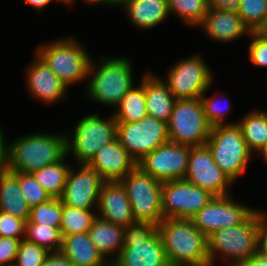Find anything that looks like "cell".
<instances>
[{
    "label": "cell",
    "mask_w": 267,
    "mask_h": 266,
    "mask_svg": "<svg viewBox=\"0 0 267 266\" xmlns=\"http://www.w3.org/2000/svg\"><path fill=\"white\" fill-rule=\"evenodd\" d=\"M169 265L211 266L208 237L191 219H163L157 226Z\"/></svg>",
    "instance_id": "1"
},
{
    "label": "cell",
    "mask_w": 267,
    "mask_h": 266,
    "mask_svg": "<svg viewBox=\"0 0 267 266\" xmlns=\"http://www.w3.org/2000/svg\"><path fill=\"white\" fill-rule=\"evenodd\" d=\"M66 155V132L23 134L9 143L8 170L33 173Z\"/></svg>",
    "instance_id": "2"
},
{
    "label": "cell",
    "mask_w": 267,
    "mask_h": 266,
    "mask_svg": "<svg viewBox=\"0 0 267 266\" xmlns=\"http://www.w3.org/2000/svg\"><path fill=\"white\" fill-rule=\"evenodd\" d=\"M265 213L256 209L244 223L211 234L208 237L210 265L215 266L220 253L223 259L228 260V266H239L255 255L259 249V232Z\"/></svg>",
    "instance_id": "3"
},
{
    "label": "cell",
    "mask_w": 267,
    "mask_h": 266,
    "mask_svg": "<svg viewBox=\"0 0 267 266\" xmlns=\"http://www.w3.org/2000/svg\"><path fill=\"white\" fill-rule=\"evenodd\" d=\"M100 59L98 66L91 60L88 81L84 88L90 100L116 108L134 85L133 65L130 59L123 56Z\"/></svg>",
    "instance_id": "4"
},
{
    "label": "cell",
    "mask_w": 267,
    "mask_h": 266,
    "mask_svg": "<svg viewBox=\"0 0 267 266\" xmlns=\"http://www.w3.org/2000/svg\"><path fill=\"white\" fill-rule=\"evenodd\" d=\"M35 53L67 88L88 79L92 58L74 36L40 44Z\"/></svg>",
    "instance_id": "5"
},
{
    "label": "cell",
    "mask_w": 267,
    "mask_h": 266,
    "mask_svg": "<svg viewBox=\"0 0 267 266\" xmlns=\"http://www.w3.org/2000/svg\"><path fill=\"white\" fill-rule=\"evenodd\" d=\"M111 266H169L157 226L146 222L126 226L123 248Z\"/></svg>",
    "instance_id": "6"
},
{
    "label": "cell",
    "mask_w": 267,
    "mask_h": 266,
    "mask_svg": "<svg viewBox=\"0 0 267 266\" xmlns=\"http://www.w3.org/2000/svg\"><path fill=\"white\" fill-rule=\"evenodd\" d=\"M206 144L215 163L232 182L245 172L252 152L248 149L237 122L212 127Z\"/></svg>",
    "instance_id": "7"
},
{
    "label": "cell",
    "mask_w": 267,
    "mask_h": 266,
    "mask_svg": "<svg viewBox=\"0 0 267 266\" xmlns=\"http://www.w3.org/2000/svg\"><path fill=\"white\" fill-rule=\"evenodd\" d=\"M71 134V137H70ZM117 136V122L113 114L102 119L97 112L79 119L71 133H66L67 156H74L77 164H87L96 151Z\"/></svg>",
    "instance_id": "8"
},
{
    "label": "cell",
    "mask_w": 267,
    "mask_h": 266,
    "mask_svg": "<svg viewBox=\"0 0 267 266\" xmlns=\"http://www.w3.org/2000/svg\"><path fill=\"white\" fill-rule=\"evenodd\" d=\"M120 182L125 188L135 221L158 226L163 220L161 209L163 182L144 173L138 166Z\"/></svg>",
    "instance_id": "9"
},
{
    "label": "cell",
    "mask_w": 267,
    "mask_h": 266,
    "mask_svg": "<svg viewBox=\"0 0 267 266\" xmlns=\"http://www.w3.org/2000/svg\"><path fill=\"white\" fill-rule=\"evenodd\" d=\"M211 128L200 98L176 100L167 122L170 142L188 146L205 145Z\"/></svg>",
    "instance_id": "10"
},
{
    "label": "cell",
    "mask_w": 267,
    "mask_h": 266,
    "mask_svg": "<svg viewBox=\"0 0 267 266\" xmlns=\"http://www.w3.org/2000/svg\"><path fill=\"white\" fill-rule=\"evenodd\" d=\"M116 137L136 163L169 142L167 123L148 115L134 123L117 122Z\"/></svg>",
    "instance_id": "11"
},
{
    "label": "cell",
    "mask_w": 267,
    "mask_h": 266,
    "mask_svg": "<svg viewBox=\"0 0 267 266\" xmlns=\"http://www.w3.org/2000/svg\"><path fill=\"white\" fill-rule=\"evenodd\" d=\"M201 56L195 54L170 66L164 82L177 100L198 99L213 84L214 74Z\"/></svg>",
    "instance_id": "12"
},
{
    "label": "cell",
    "mask_w": 267,
    "mask_h": 266,
    "mask_svg": "<svg viewBox=\"0 0 267 266\" xmlns=\"http://www.w3.org/2000/svg\"><path fill=\"white\" fill-rule=\"evenodd\" d=\"M213 197L209 191L184 179L163 182L161 199L163 219H191Z\"/></svg>",
    "instance_id": "13"
},
{
    "label": "cell",
    "mask_w": 267,
    "mask_h": 266,
    "mask_svg": "<svg viewBox=\"0 0 267 266\" xmlns=\"http://www.w3.org/2000/svg\"><path fill=\"white\" fill-rule=\"evenodd\" d=\"M254 208L235 202L232 196H214L192 218L194 226L207 237L215 231L244 223L254 212Z\"/></svg>",
    "instance_id": "14"
},
{
    "label": "cell",
    "mask_w": 267,
    "mask_h": 266,
    "mask_svg": "<svg viewBox=\"0 0 267 266\" xmlns=\"http://www.w3.org/2000/svg\"><path fill=\"white\" fill-rule=\"evenodd\" d=\"M184 180L209 191L214 196L229 195L233 182L215 163L207 146H190L189 161Z\"/></svg>",
    "instance_id": "15"
},
{
    "label": "cell",
    "mask_w": 267,
    "mask_h": 266,
    "mask_svg": "<svg viewBox=\"0 0 267 266\" xmlns=\"http://www.w3.org/2000/svg\"><path fill=\"white\" fill-rule=\"evenodd\" d=\"M190 146L167 142L148 153L137 166L154 179L166 182L183 180L189 161Z\"/></svg>",
    "instance_id": "16"
},
{
    "label": "cell",
    "mask_w": 267,
    "mask_h": 266,
    "mask_svg": "<svg viewBox=\"0 0 267 266\" xmlns=\"http://www.w3.org/2000/svg\"><path fill=\"white\" fill-rule=\"evenodd\" d=\"M79 171L71 166L67 175L61 202L75 208L95 210L98 205L101 186L104 180L88 164H78Z\"/></svg>",
    "instance_id": "17"
},
{
    "label": "cell",
    "mask_w": 267,
    "mask_h": 266,
    "mask_svg": "<svg viewBox=\"0 0 267 266\" xmlns=\"http://www.w3.org/2000/svg\"><path fill=\"white\" fill-rule=\"evenodd\" d=\"M95 211L97 217L123 227L136 222L125 188L120 181L103 182Z\"/></svg>",
    "instance_id": "18"
},
{
    "label": "cell",
    "mask_w": 267,
    "mask_h": 266,
    "mask_svg": "<svg viewBox=\"0 0 267 266\" xmlns=\"http://www.w3.org/2000/svg\"><path fill=\"white\" fill-rule=\"evenodd\" d=\"M35 56L25 78L31 97L49 105L67 97L68 88L37 54Z\"/></svg>",
    "instance_id": "19"
},
{
    "label": "cell",
    "mask_w": 267,
    "mask_h": 266,
    "mask_svg": "<svg viewBox=\"0 0 267 266\" xmlns=\"http://www.w3.org/2000/svg\"><path fill=\"white\" fill-rule=\"evenodd\" d=\"M87 164L96 170L104 181H120L137 166L117 137L97 150Z\"/></svg>",
    "instance_id": "20"
},
{
    "label": "cell",
    "mask_w": 267,
    "mask_h": 266,
    "mask_svg": "<svg viewBox=\"0 0 267 266\" xmlns=\"http://www.w3.org/2000/svg\"><path fill=\"white\" fill-rule=\"evenodd\" d=\"M199 27L204 29L209 38L222 43L232 42L245 34L249 36L251 33L235 9L209 8Z\"/></svg>",
    "instance_id": "21"
},
{
    "label": "cell",
    "mask_w": 267,
    "mask_h": 266,
    "mask_svg": "<svg viewBox=\"0 0 267 266\" xmlns=\"http://www.w3.org/2000/svg\"><path fill=\"white\" fill-rule=\"evenodd\" d=\"M146 111L148 116L168 122L176 102L168 85L152 72L143 75Z\"/></svg>",
    "instance_id": "22"
},
{
    "label": "cell",
    "mask_w": 267,
    "mask_h": 266,
    "mask_svg": "<svg viewBox=\"0 0 267 266\" xmlns=\"http://www.w3.org/2000/svg\"><path fill=\"white\" fill-rule=\"evenodd\" d=\"M124 7L129 21L140 29H152L168 18L167 0H125Z\"/></svg>",
    "instance_id": "23"
},
{
    "label": "cell",
    "mask_w": 267,
    "mask_h": 266,
    "mask_svg": "<svg viewBox=\"0 0 267 266\" xmlns=\"http://www.w3.org/2000/svg\"><path fill=\"white\" fill-rule=\"evenodd\" d=\"M124 230L125 227L112 224L99 217L93 220L91 228L88 230L90 240L110 264L117 258L123 248Z\"/></svg>",
    "instance_id": "24"
},
{
    "label": "cell",
    "mask_w": 267,
    "mask_h": 266,
    "mask_svg": "<svg viewBox=\"0 0 267 266\" xmlns=\"http://www.w3.org/2000/svg\"><path fill=\"white\" fill-rule=\"evenodd\" d=\"M60 252L75 266H111L96 249L88 232L63 236Z\"/></svg>",
    "instance_id": "25"
},
{
    "label": "cell",
    "mask_w": 267,
    "mask_h": 266,
    "mask_svg": "<svg viewBox=\"0 0 267 266\" xmlns=\"http://www.w3.org/2000/svg\"><path fill=\"white\" fill-rule=\"evenodd\" d=\"M30 210L20 191L18 172L0 174V211L27 221Z\"/></svg>",
    "instance_id": "26"
},
{
    "label": "cell",
    "mask_w": 267,
    "mask_h": 266,
    "mask_svg": "<svg viewBox=\"0 0 267 266\" xmlns=\"http://www.w3.org/2000/svg\"><path fill=\"white\" fill-rule=\"evenodd\" d=\"M251 152H259L267 140V112L250 111L237 122Z\"/></svg>",
    "instance_id": "27"
},
{
    "label": "cell",
    "mask_w": 267,
    "mask_h": 266,
    "mask_svg": "<svg viewBox=\"0 0 267 266\" xmlns=\"http://www.w3.org/2000/svg\"><path fill=\"white\" fill-rule=\"evenodd\" d=\"M117 109V110H116ZM116 122L134 123L147 116L145 88L143 78L138 86L133 87L124 95L112 113Z\"/></svg>",
    "instance_id": "28"
},
{
    "label": "cell",
    "mask_w": 267,
    "mask_h": 266,
    "mask_svg": "<svg viewBox=\"0 0 267 266\" xmlns=\"http://www.w3.org/2000/svg\"><path fill=\"white\" fill-rule=\"evenodd\" d=\"M67 155L56 163L42 167L33 172L34 178L41 187L51 196V198H60L71 166L65 162Z\"/></svg>",
    "instance_id": "29"
},
{
    "label": "cell",
    "mask_w": 267,
    "mask_h": 266,
    "mask_svg": "<svg viewBox=\"0 0 267 266\" xmlns=\"http://www.w3.org/2000/svg\"><path fill=\"white\" fill-rule=\"evenodd\" d=\"M96 217L94 210L79 209L62 203L61 236L88 232Z\"/></svg>",
    "instance_id": "30"
},
{
    "label": "cell",
    "mask_w": 267,
    "mask_h": 266,
    "mask_svg": "<svg viewBox=\"0 0 267 266\" xmlns=\"http://www.w3.org/2000/svg\"><path fill=\"white\" fill-rule=\"evenodd\" d=\"M169 14L179 16L189 26H199L208 12V0H167Z\"/></svg>",
    "instance_id": "31"
},
{
    "label": "cell",
    "mask_w": 267,
    "mask_h": 266,
    "mask_svg": "<svg viewBox=\"0 0 267 266\" xmlns=\"http://www.w3.org/2000/svg\"><path fill=\"white\" fill-rule=\"evenodd\" d=\"M235 10L251 32H258L266 27L267 0H238Z\"/></svg>",
    "instance_id": "32"
},
{
    "label": "cell",
    "mask_w": 267,
    "mask_h": 266,
    "mask_svg": "<svg viewBox=\"0 0 267 266\" xmlns=\"http://www.w3.org/2000/svg\"><path fill=\"white\" fill-rule=\"evenodd\" d=\"M25 239L46 248L49 252H60L62 248L60 228L26 222Z\"/></svg>",
    "instance_id": "33"
},
{
    "label": "cell",
    "mask_w": 267,
    "mask_h": 266,
    "mask_svg": "<svg viewBox=\"0 0 267 266\" xmlns=\"http://www.w3.org/2000/svg\"><path fill=\"white\" fill-rule=\"evenodd\" d=\"M61 216L62 202L59 198H52L46 203L32 207L26 222L60 228Z\"/></svg>",
    "instance_id": "34"
},
{
    "label": "cell",
    "mask_w": 267,
    "mask_h": 266,
    "mask_svg": "<svg viewBox=\"0 0 267 266\" xmlns=\"http://www.w3.org/2000/svg\"><path fill=\"white\" fill-rule=\"evenodd\" d=\"M18 180L22 196L31 208L52 199L37 182L32 173L18 172Z\"/></svg>",
    "instance_id": "35"
},
{
    "label": "cell",
    "mask_w": 267,
    "mask_h": 266,
    "mask_svg": "<svg viewBox=\"0 0 267 266\" xmlns=\"http://www.w3.org/2000/svg\"><path fill=\"white\" fill-rule=\"evenodd\" d=\"M50 253L44 247L29 242L25 238L21 239L13 266H42Z\"/></svg>",
    "instance_id": "36"
},
{
    "label": "cell",
    "mask_w": 267,
    "mask_h": 266,
    "mask_svg": "<svg viewBox=\"0 0 267 266\" xmlns=\"http://www.w3.org/2000/svg\"><path fill=\"white\" fill-rule=\"evenodd\" d=\"M218 95L220 96V92H216L215 95L213 94L212 97H206L204 94L200 97V100L203 105L204 113L206 115V118L209 122V124L214 127L217 125H225L229 124L226 120V114L228 113V110L230 109V100L226 96L227 102H225L226 108H221V101L218 100ZM215 96V97H214Z\"/></svg>",
    "instance_id": "37"
},
{
    "label": "cell",
    "mask_w": 267,
    "mask_h": 266,
    "mask_svg": "<svg viewBox=\"0 0 267 266\" xmlns=\"http://www.w3.org/2000/svg\"><path fill=\"white\" fill-rule=\"evenodd\" d=\"M250 44L248 46V57L255 67L267 68V41L258 33H250Z\"/></svg>",
    "instance_id": "38"
},
{
    "label": "cell",
    "mask_w": 267,
    "mask_h": 266,
    "mask_svg": "<svg viewBox=\"0 0 267 266\" xmlns=\"http://www.w3.org/2000/svg\"><path fill=\"white\" fill-rule=\"evenodd\" d=\"M25 229V220L0 211V237L21 240L25 238Z\"/></svg>",
    "instance_id": "39"
},
{
    "label": "cell",
    "mask_w": 267,
    "mask_h": 266,
    "mask_svg": "<svg viewBox=\"0 0 267 266\" xmlns=\"http://www.w3.org/2000/svg\"><path fill=\"white\" fill-rule=\"evenodd\" d=\"M20 241L10 237H0V266L14 265Z\"/></svg>",
    "instance_id": "40"
},
{
    "label": "cell",
    "mask_w": 267,
    "mask_h": 266,
    "mask_svg": "<svg viewBox=\"0 0 267 266\" xmlns=\"http://www.w3.org/2000/svg\"><path fill=\"white\" fill-rule=\"evenodd\" d=\"M42 266H75L61 252H51L45 259Z\"/></svg>",
    "instance_id": "41"
},
{
    "label": "cell",
    "mask_w": 267,
    "mask_h": 266,
    "mask_svg": "<svg viewBox=\"0 0 267 266\" xmlns=\"http://www.w3.org/2000/svg\"><path fill=\"white\" fill-rule=\"evenodd\" d=\"M4 138L5 135L2 128L0 127V174L8 171L9 145L6 144V140Z\"/></svg>",
    "instance_id": "42"
},
{
    "label": "cell",
    "mask_w": 267,
    "mask_h": 266,
    "mask_svg": "<svg viewBox=\"0 0 267 266\" xmlns=\"http://www.w3.org/2000/svg\"><path fill=\"white\" fill-rule=\"evenodd\" d=\"M239 266H267V255L258 249L255 255Z\"/></svg>",
    "instance_id": "43"
},
{
    "label": "cell",
    "mask_w": 267,
    "mask_h": 266,
    "mask_svg": "<svg viewBox=\"0 0 267 266\" xmlns=\"http://www.w3.org/2000/svg\"><path fill=\"white\" fill-rule=\"evenodd\" d=\"M259 249L267 255V213L264 214L261 221L259 232Z\"/></svg>",
    "instance_id": "44"
},
{
    "label": "cell",
    "mask_w": 267,
    "mask_h": 266,
    "mask_svg": "<svg viewBox=\"0 0 267 266\" xmlns=\"http://www.w3.org/2000/svg\"><path fill=\"white\" fill-rule=\"evenodd\" d=\"M238 0H208L209 8L215 10L235 9Z\"/></svg>",
    "instance_id": "45"
},
{
    "label": "cell",
    "mask_w": 267,
    "mask_h": 266,
    "mask_svg": "<svg viewBox=\"0 0 267 266\" xmlns=\"http://www.w3.org/2000/svg\"><path fill=\"white\" fill-rule=\"evenodd\" d=\"M23 1L26 2V4H28L29 6L31 7L33 6V8H35L36 10L41 11L45 8V6L49 5L53 0H23ZM58 1L66 4V0H58Z\"/></svg>",
    "instance_id": "46"
},
{
    "label": "cell",
    "mask_w": 267,
    "mask_h": 266,
    "mask_svg": "<svg viewBox=\"0 0 267 266\" xmlns=\"http://www.w3.org/2000/svg\"><path fill=\"white\" fill-rule=\"evenodd\" d=\"M84 1H86L89 5H91V4H104V6L105 5H109V7H110V5H113L114 7L115 6H117V4L115 3V0H84ZM75 2V0H66V5L68 4H73Z\"/></svg>",
    "instance_id": "47"
},
{
    "label": "cell",
    "mask_w": 267,
    "mask_h": 266,
    "mask_svg": "<svg viewBox=\"0 0 267 266\" xmlns=\"http://www.w3.org/2000/svg\"><path fill=\"white\" fill-rule=\"evenodd\" d=\"M258 153L262 155L264 161L267 163V140L262 149Z\"/></svg>",
    "instance_id": "48"
},
{
    "label": "cell",
    "mask_w": 267,
    "mask_h": 266,
    "mask_svg": "<svg viewBox=\"0 0 267 266\" xmlns=\"http://www.w3.org/2000/svg\"><path fill=\"white\" fill-rule=\"evenodd\" d=\"M258 33L267 41V29H261Z\"/></svg>",
    "instance_id": "49"
},
{
    "label": "cell",
    "mask_w": 267,
    "mask_h": 266,
    "mask_svg": "<svg viewBox=\"0 0 267 266\" xmlns=\"http://www.w3.org/2000/svg\"><path fill=\"white\" fill-rule=\"evenodd\" d=\"M125 0H115V3L119 6L120 4H122Z\"/></svg>",
    "instance_id": "50"
}]
</instances>
